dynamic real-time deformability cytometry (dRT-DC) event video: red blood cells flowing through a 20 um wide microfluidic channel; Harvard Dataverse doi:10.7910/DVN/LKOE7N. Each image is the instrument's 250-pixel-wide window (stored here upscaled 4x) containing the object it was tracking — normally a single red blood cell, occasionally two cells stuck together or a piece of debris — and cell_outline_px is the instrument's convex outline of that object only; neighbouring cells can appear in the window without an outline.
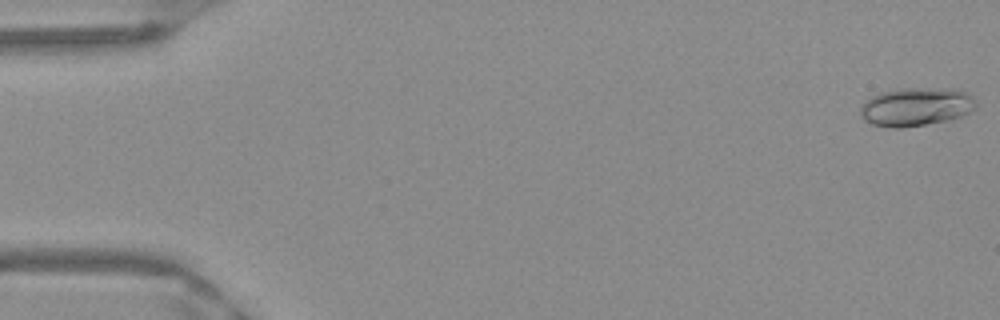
{"species": "Egyptian fruit bat (a non-hibernating species)", "species_latin": "Rousettus aegyptiacus", "temperature_condition": "warm", "stored_images_in_passage": 51, "camera_frame_rate_fps": 3000, "um_per_image_px": 0.085, "frame": {"image": 1, "passage_image": 1, "time_ms": 0.0, "image_size_px": [1000, 320], "cell_outline_px": [[976, 108], [952, 120], [900, 128], [888, 128], [872, 124], [864, 120], [860, 116], [860, 104], [864, 100], [880, 92], [900, 88], [960, 88], [968, 92], [972, 96], [976, 104]], "centroid_in_image_um": [77.85, 9.06], "position_along_channel_um": 7.2, "area_um2": 26.47}}
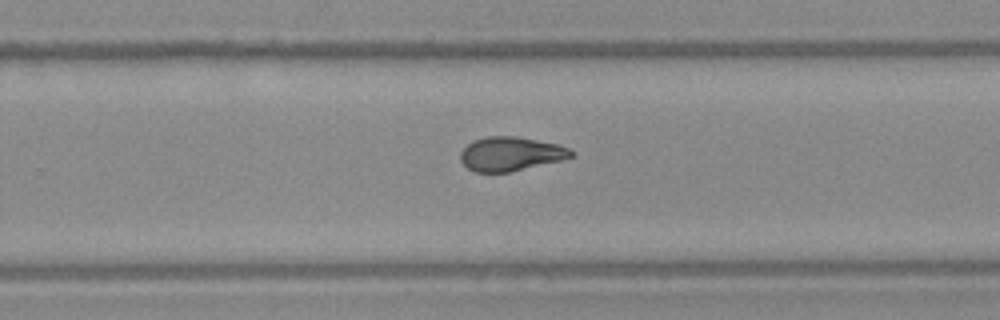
{"frame": {"image": 2, "passage_image": 33, "time_ms": 10.667, "image_size_px": [1000, 320], "cell_outline_px": [[572, 156], [560, 160], [508, 172], [476, 172], [468, 168], [460, 160], [460, 152], [472, 140], [484, 136], [516, 136], [556, 144], [568, 148], [572, 152]], "centroid_in_image_um": [43.34, 13.07], "position_along_channel_um": 286.5, "area_um2": 21.62}}
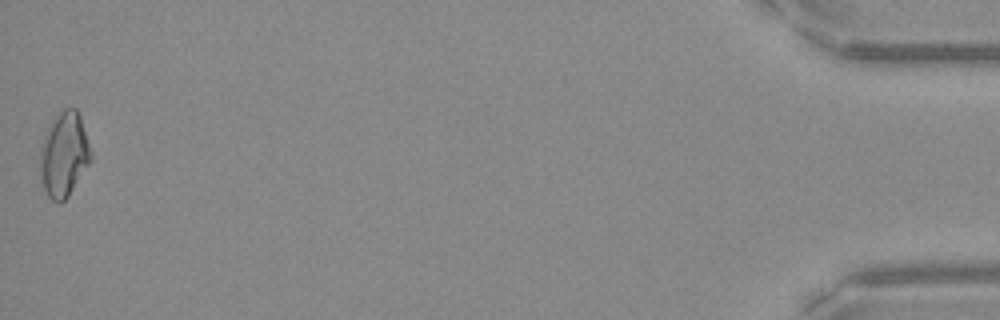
{"frame": {"image": 3, "passage_image": 51, "time_ms": 16.667, "image_size_px": [1000, 320], "cell_outline_px": [[92, 160], [68, 196], [60, 204], [52, 200], [48, 196], [40, 180], [40, 148], [44, 136], [52, 120], [64, 108], [76, 108], [80, 116], [92, 152]], "centroid_in_image_um": [5.44, 13.15], "position_along_channel_um": 429.8, "area_um2": 25.09}, "authors_computed_cell_mechanics": {"area_um2": 22.3686, "velocity_mm_per_s": 3.9822, "shape_relaxation_time_tau1_ms": 7.2372, "shape_relaxation_time_tau2_ms": 1.8423, "deformation_change_tau1": 0.1995, "deformation_change_tau2": 0.0837}}